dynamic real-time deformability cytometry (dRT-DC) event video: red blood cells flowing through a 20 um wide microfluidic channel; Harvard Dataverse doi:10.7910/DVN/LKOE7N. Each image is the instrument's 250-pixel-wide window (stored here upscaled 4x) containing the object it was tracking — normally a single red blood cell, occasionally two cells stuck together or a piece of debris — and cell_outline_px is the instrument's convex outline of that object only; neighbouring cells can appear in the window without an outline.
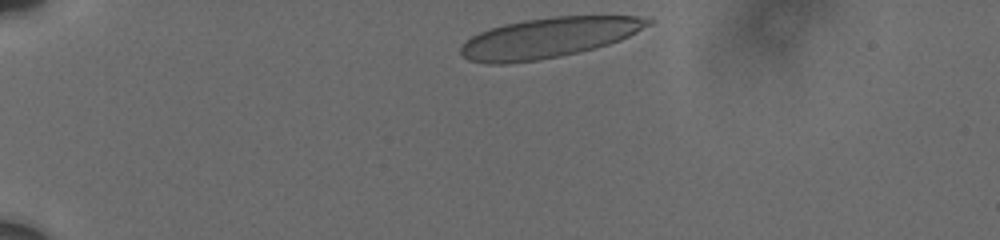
{"species": "human", "species_latin": "Homo sapiens", "temperature_condition": "cold", "stored_images_in_passage": 42, "camera_frame_rate_fps": 3000, "um_per_image_px": 0.085, "donor": {"sex": "male"}, "frame": {"image": 1, "passage_image": 1, "time_ms": 0.0, "image_size_px": [1000, 240], "cell_outline_px": [[652, 24], [620, 40], [596, 48], [560, 56], [536, 60], [504, 64], [488, 64], [468, 60], [460, 52], [460, 48], [472, 36], [488, 28], [504, 24], [524, 20], [552, 16], [636, 16], [652, 20]], "centroid_in_image_um": [46.61, 3.2], "position_along_channel_um": 38.4, "area_um2": 43.58}}
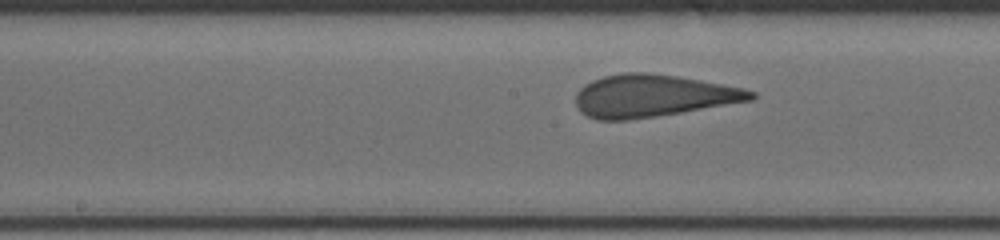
{"frame": {"image": 2, "passage_image": 25, "time_ms": 6.0, "image_size_px": [1000, 240], "cell_outline_px": [[756, 96], [752, 100], [656, 116], [628, 120], [600, 120], [588, 116], [580, 112], [576, 104], [576, 92], [584, 84], [592, 80], [604, 76], [624, 72], [648, 72], [676, 76], [700, 80], [744, 88], [756, 92]], "centroid_in_image_um": [55.46, 8.14], "position_along_channel_um": 192.7, "area_um2": 43.06}}
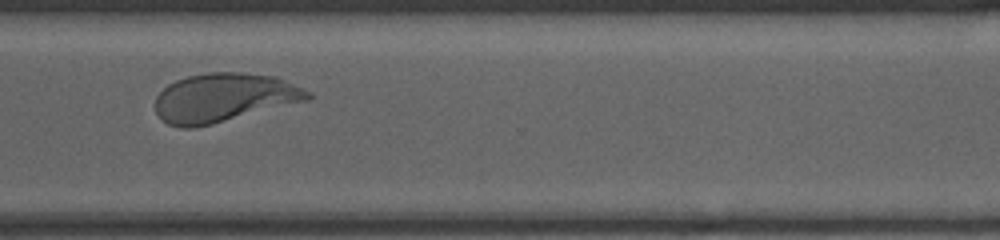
{"frame": {"image": 3, "passage_image": 41, "time_ms": 10.333, "image_size_px": [1000, 240], "cell_outline_px": [[312, 96], [308, 100], [212, 124], [192, 128], [184, 128], [168, 124], [156, 112], [156, 96], [168, 84], [176, 80], [188, 76], [208, 72], [240, 72], [276, 76], [308, 92]], "centroid_in_image_um": [19.0, 8.29], "position_along_channel_um": 351.6, "area_um2": 42.89}}